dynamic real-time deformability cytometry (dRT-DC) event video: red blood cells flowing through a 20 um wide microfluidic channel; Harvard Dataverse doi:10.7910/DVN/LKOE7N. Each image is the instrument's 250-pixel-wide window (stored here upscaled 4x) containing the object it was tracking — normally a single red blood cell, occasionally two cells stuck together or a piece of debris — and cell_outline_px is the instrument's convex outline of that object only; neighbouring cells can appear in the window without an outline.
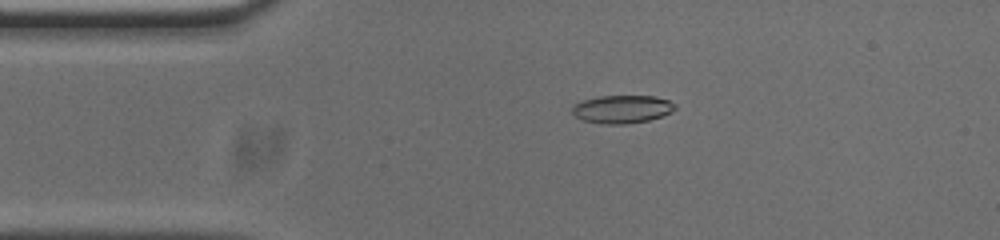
{"species": "common noctule bat (a hibernating species)", "species_latin": "Nyctalus noctula", "temperature_condition": "cold", "stored_images_in_passage": 53, "camera_frame_rate_fps": 3000, "um_per_image_px": 0.085, "animal": {"sex": "male", "body_mass_g": 20.0, "forearm_length_mm": 53.3}, "frame": {"image": 1, "passage_image": 10, "time_ms": 3.0, "image_size_px": [1000, 240], "cell_outline_px": [[676, 108], [672, 112], [648, 120], [624, 124], [608, 124], [584, 120], [576, 116], [572, 112], [572, 108], [576, 104], [584, 100], [600, 96], [656, 96], [668, 100], [676, 104]], "centroid_in_image_um": [52.92, 9.27], "position_along_channel_um": 32.1, "area_um2": 16.53}}
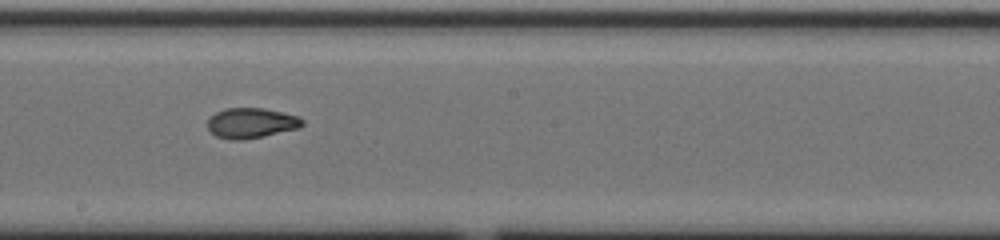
{"frame": {"image": 2, "passage_image": 28, "time_ms": 9.0, "image_size_px": [1000, 240], "cell_outline_px": [[304, 124], [300, 128], [244, 140], [228, 140], [216, 136], [208, 128], [208, 120], [216, 112], [224, 108], [264, 108], [296, 116], [304, 120]], "centroid_in_image_um": [21.35, 10.46], "position_along_channel_um": 226.9, "area_um2": 16.65}}
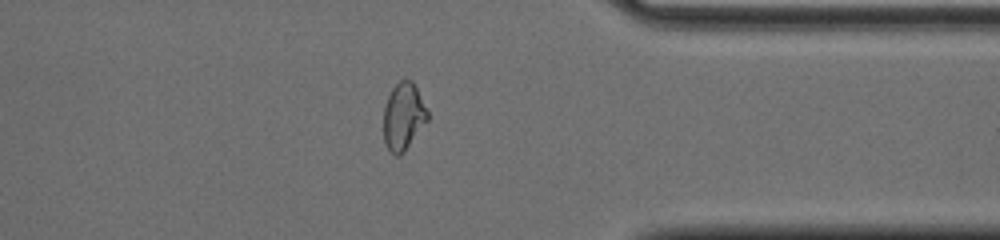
{"frame": {"image": 3, "passage_image": 41, "time_ms": 13.333, "image_size_px": [1000, 240], "cell_outline_px": [[428, 120], [404, 152], [400, 156], [396, 156], [384, 144], [384, 108], [388, 96], [392, 88], [400, 80], [412, 80], [428, 112]], "centroid_in_image_um": [34.28, 9.92], "position_along_channel_um": 377.1, "area_um2": 17.05}, "authors_computed_cell_mechanics": {"area_um2": 16.9354, "velocity_mm_per_s": 3.7743, "shape_relaxation_time_tau1_ms": null, "shape_relaxation_time_tau2_ms": 2.0354, "deformation_change_tau1": null, "deformation_change_tau2": 0.0702}}